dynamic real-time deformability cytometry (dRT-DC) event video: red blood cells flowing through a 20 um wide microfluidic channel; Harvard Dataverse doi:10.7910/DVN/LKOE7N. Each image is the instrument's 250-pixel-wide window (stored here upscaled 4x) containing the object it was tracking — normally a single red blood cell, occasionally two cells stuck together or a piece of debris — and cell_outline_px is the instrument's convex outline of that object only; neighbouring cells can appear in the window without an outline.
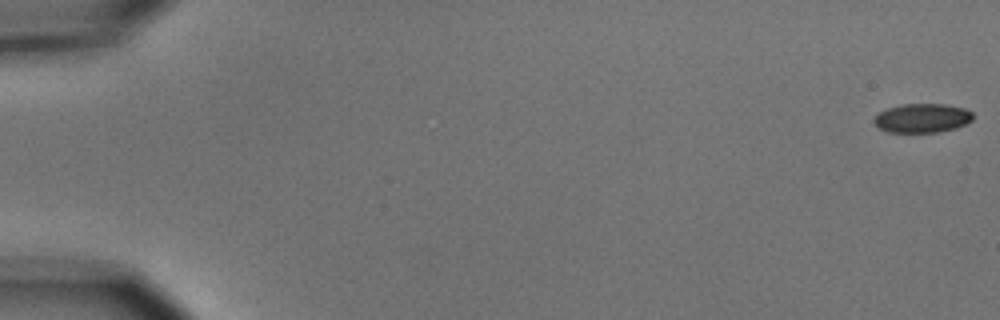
{"species": "common noctule bat (a hibernating species)", "species_latin": "Nyctalus noctula", "temperature_condition": "cold", "stored_images_in_passage": 6, "camera_frame_rate_fps": 3000, "um_per_image_px": 0.085, "animal": {"sex": "male", "body_mass_g": 15.6}, "frame": {"image": 1, "passage_image": 1, "time_ms": 0.0, "image_size_px": [1000, 320], "cell_outline_px": [[972, 120], [956, 128], [936, 132], [888, 132], [880, 128], [872, 120], [880, 112], [888, 108], [900, 104], [944, 104], [964, 108], [972, 112]], "centroid_in_image_um": [78.38, 10.03], "position_along_channel_um": 6.6, "area_um2": 16.59}}
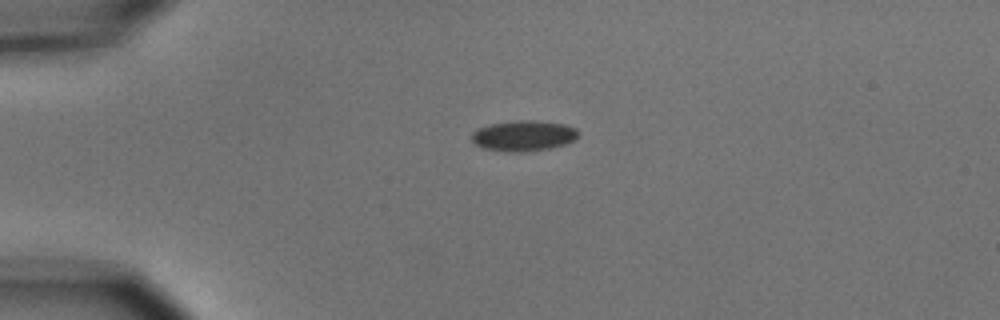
{"frame": {"image": 2, "passage_image": 4, "time_ms": 4.333, "image_size_px": [1000, 320], "cell_outline_px": [[580, 136], [576, 140], [552, 148], [524, 152], [508, 152], [484, 148], [476, 144], [472, 140], [472, 132], [476, 128], [488, 124], [516, 120], [536, 120], [564, 124], [576, 128], [580, 132]], "centroid_in_image_um": [44.53, 11.53], "position_along_channel_um": 40.5, "area_um2": 19.36}}
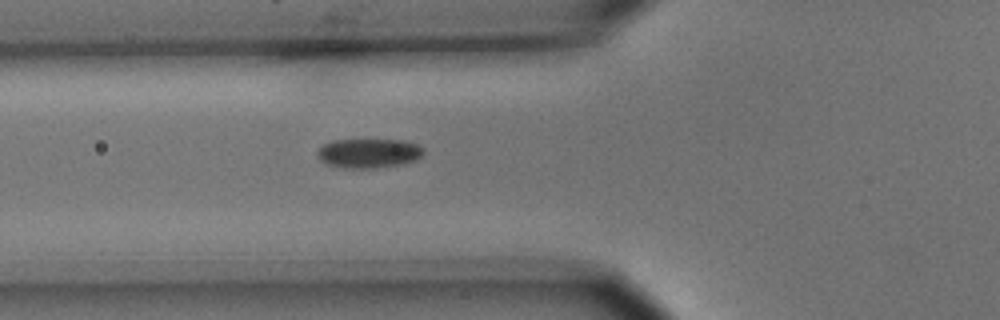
{"frame": {"image": 3, "passage_image": 6, "time_ms": 6.667, "image_size_px": [1000, 320], "cell_outline_px": [[424, 152], [416, 160], [404, 164], [376, 168], [344, 168], [324, 164], [316, 156], [316, 152], [324, 144], [332, 140], [404, 140], [416, 144], [424, 148]], "centroid_in_image_um": [31.32, 13.03], "position_along_channel_um": 94.5, "area_um2": 18.38}}